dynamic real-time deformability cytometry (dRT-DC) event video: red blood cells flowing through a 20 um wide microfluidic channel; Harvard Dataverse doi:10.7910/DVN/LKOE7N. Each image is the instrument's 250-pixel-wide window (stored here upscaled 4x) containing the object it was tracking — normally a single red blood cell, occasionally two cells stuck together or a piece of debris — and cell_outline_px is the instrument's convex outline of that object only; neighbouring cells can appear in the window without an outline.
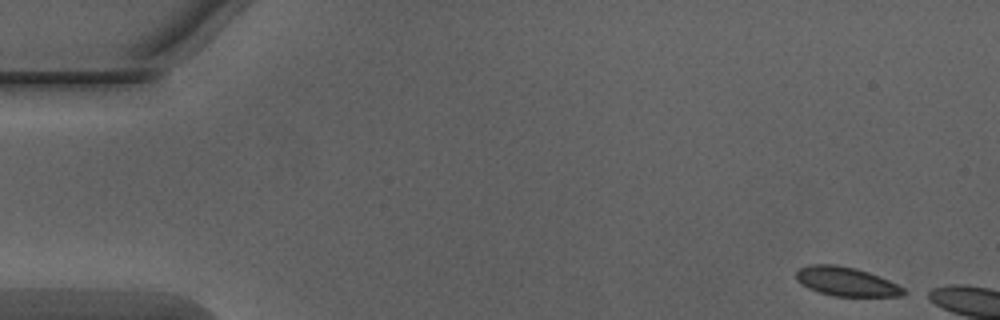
{"species": "Egyptian fruit bat (a non-hibernating species)", "species_latin": "Rousettus aegyptiacus", "temperature_condition": "warm", "stored_images_in_passage": 6, "camera_frame_rate_fps": 3000, "um_per_image_px": 0.085, "animal": {"sex": "male"}, "frame": {"image": 1, "passage_image": 1, "time_ms": 0.0, "image_size_px": [1000, 320], "cell_outline_px": [[912, 292], [904, 296], [832, 296], [808, 288], [796, 280], [796, 272], [800, 268], [808, 264], [836, 264], [856, 268], [868, 272], [888, 280]], "centroid_in_image_um": [71.96, 23.93], "position_along_channel_um": 13.0, "area_um2": 18.32}}